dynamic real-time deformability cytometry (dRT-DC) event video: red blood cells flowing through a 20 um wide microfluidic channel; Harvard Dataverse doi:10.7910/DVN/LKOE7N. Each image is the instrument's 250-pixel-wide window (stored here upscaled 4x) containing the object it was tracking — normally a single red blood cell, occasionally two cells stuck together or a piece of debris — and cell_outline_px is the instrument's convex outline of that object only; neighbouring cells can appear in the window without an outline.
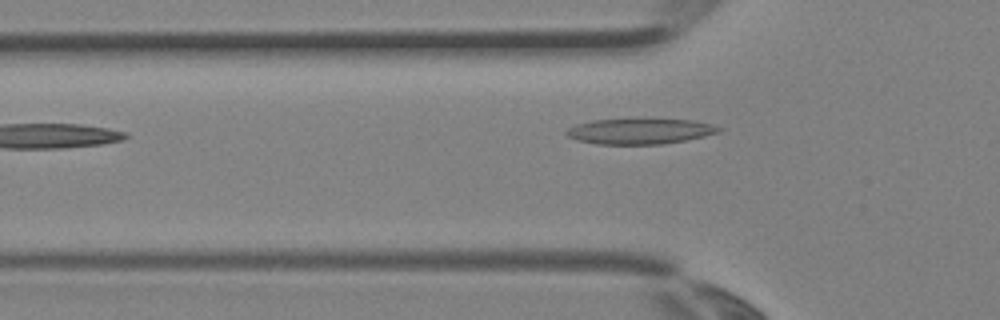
{"species": "Egyptian fruit bat (a non-hibernating species)", "species_latin": "Rousettus aegyptiacus", "temperature_condition": "room temperature", "stored_images_in_passage": 3, "camera_frame_rate_fps": 3000, "um_per_image_px": 0.085, "animal": {"sex": "female"}, "frame": {"image": 1, "passage_image": 3, "time_ms": 0.667, "image_size_px": [1000, 320], "cell_outline_px": [[724, 128], [720, 132], [704, 136], [664, 144], [596, 144], [576, 140], [568, 136], [564, 132], [568, 128], [576, 124], [592, 120], [692, 120], [712, 124]], "centroid_in_image_um": [54.38, 11.17], "position_along_channel_um": 71.4, "area_um2": 22.43}}